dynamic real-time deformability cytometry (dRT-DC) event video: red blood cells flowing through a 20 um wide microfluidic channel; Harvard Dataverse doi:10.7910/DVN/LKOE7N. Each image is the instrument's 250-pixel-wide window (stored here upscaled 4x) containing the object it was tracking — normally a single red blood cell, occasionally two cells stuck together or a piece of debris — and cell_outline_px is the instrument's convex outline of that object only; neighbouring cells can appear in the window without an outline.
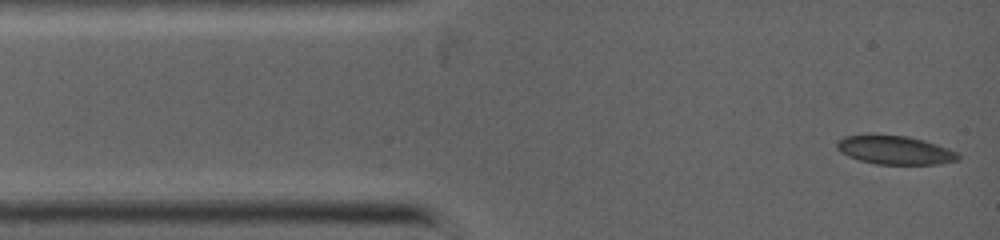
{"species": "common noctule bat (a hibernating species)", "species_latin": "Nyctalus noctula", "temperature_condition": "warm", "stored_images_in_passage": 61, "camera_frame_rate_fps": 5000, "um_per_image_px": 0.085, "animal": {"sex": "female", "body_mass_g": 19.0, "forearm_length_mm": 53.3}, "frame": {"image": 1, "passage_image": 1, "time_ms": 0.0, "image_size_px": [1000, 240], "cell_outline_px": [[960, 160], [936, 164], [876, 164], [860, 160], [848, 156], [840, 152], [836, 148], [836, 144], [844, 136], [908, 136], [924, 140], [948, 148], [956, 152], [960, 156]], "centroid_in_image_um": [76.1, 12.78], "position_along_channel_um": 8.9, "area_um2": 19.83}}
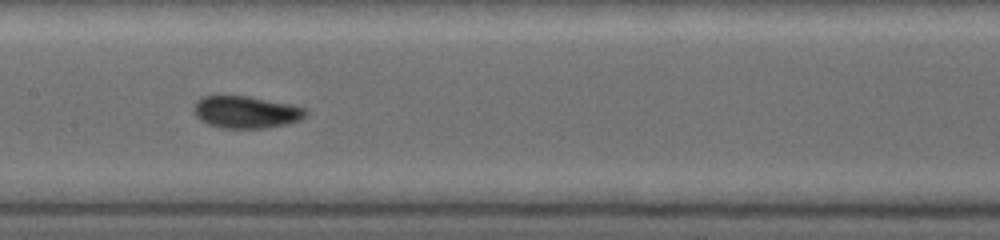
{"frame": {"image": 2, "passage_image": 23, "time_ms": 4.8, "image_size_px": [1000, 240], "cell_outline_px": [[308, 112], [300, 120], [288, 124], [264, 128], [220, 128], [208, 124], [200, 120], [196, 116], [192, 108], [196, 100], [204, 96], [248, 96], [292, 104], [304, 108]], "centroid_in_image_um": [20.89, 9.53], "position_along_channel_um": 186.5, "area_um2": 21.1}}
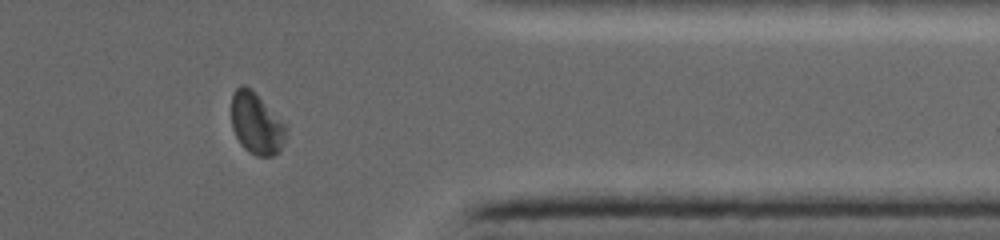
{"frame": {"image": 3, "passage_image": 44, "time_ms": 9.2, "image_size_px": [1000, 240], "cell_outline_px": [[288, 132], [280, 152], [272, 156], [256, 156], [248, 152], [240, 144], [232, 128], [232, 96], [236, 88], [240, 84], [244, 84], [252, 88], [288, 128]], "centroid_in_image_um": [21.8, 10.51], "position_along_channel_um": 389.6, "area_um2": 19.83}}